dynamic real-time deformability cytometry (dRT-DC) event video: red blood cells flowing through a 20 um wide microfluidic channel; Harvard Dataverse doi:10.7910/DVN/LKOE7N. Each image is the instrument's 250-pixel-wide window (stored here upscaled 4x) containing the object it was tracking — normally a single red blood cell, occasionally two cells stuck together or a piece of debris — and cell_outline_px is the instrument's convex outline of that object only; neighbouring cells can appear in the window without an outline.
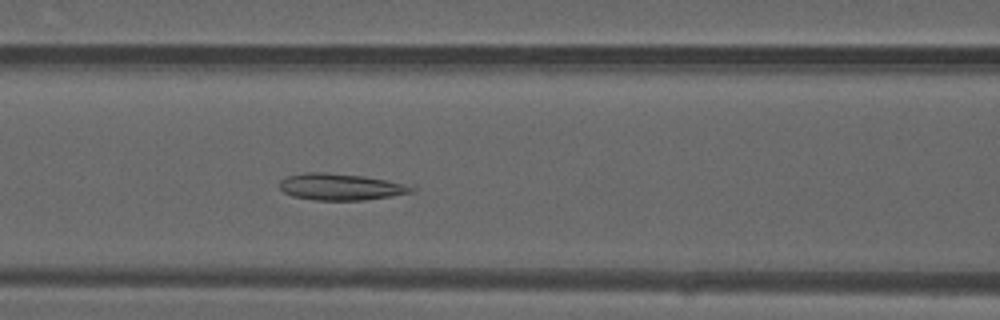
{"species": "common noctule bat (a hibernating species)", "species_latin": "Nyctalus noctula", "temperature_condition": "warm", "stored_images_in_passage": 45, "camera_frame_rate_fps": 3000, "um_per_image_px": 0.085, "animal": {"sex": "male", "forearm_length_mm": 52.5}, "frame": {"image": 1, "passage_image": 17, "time_ms": 5.333, "image_size_px": [1000, 320], "cell_outline_px": [[416, 188], [412, 192], [392, 196], [364, 200], [316, 200], [292, 196], [284, 192], [280, 188], [280, 180], [288, 176], [304, 172], [324, 172], [364, 176], [388, 180], [404, 184]], "centroid_in_image_um": [28.94, 15.88], "position_along_channel_um": 137.7, "area_um2": 20.4}}
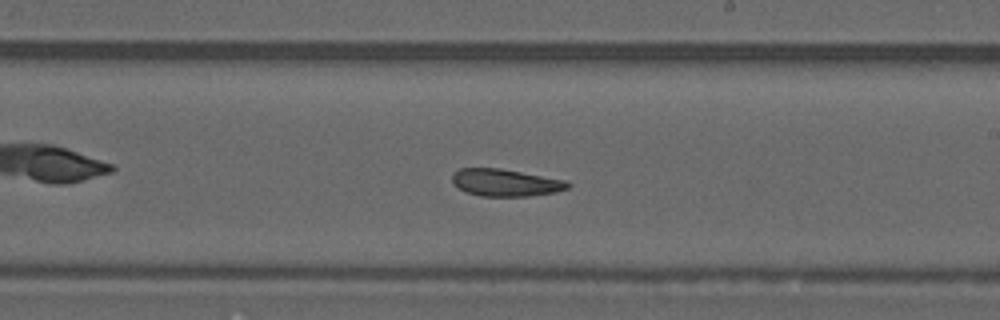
{"frame": {"image": 2, "passage_image": 25, "time_ms": 8.0, "image_size_px": [1000, 320], "cell_outline_px": [[572, 184], [568, 188], [556, 192], [528, 196], [480, 196], [468, 192], [460, 188], [452, 180], [452, 172], [460, 168], [500, 168], [568, 180]], "centroid_in_image_um": [43.01, 15.51], "position_along_channel_um": 246.0, "area_um2": 18.38}}
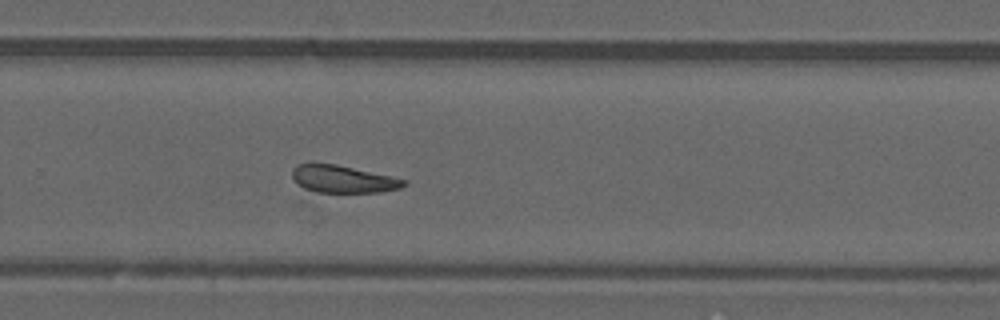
{"frame": {"image": 3, "passage_image": 29, "time_ms": 9.333, "image_size_px": [1000, 320], "cell_outline_px": [[408, 184], [400, 188], [380, 192], [316, 192], [304, 188], [296, 184], [292, 180], [292, 168], [296, 164], [336, 164], [392, 176], [408, 180]], "centroid_in_image_um": [29.16, 15.23], "position_along_channel_um": 300.6, "area_um2": 17.92}, "authors_computed_cell_mechanics": {"area_um2": 19.941, "velocity_mm_per_s": 4.0984, "shape_relaxation_time_tau1_ms": null, "shape_relaxation_time_tau2_ms": 1.5749, "deformation_change_tau1": null, "deformation_change_tau2": 0.0829}}